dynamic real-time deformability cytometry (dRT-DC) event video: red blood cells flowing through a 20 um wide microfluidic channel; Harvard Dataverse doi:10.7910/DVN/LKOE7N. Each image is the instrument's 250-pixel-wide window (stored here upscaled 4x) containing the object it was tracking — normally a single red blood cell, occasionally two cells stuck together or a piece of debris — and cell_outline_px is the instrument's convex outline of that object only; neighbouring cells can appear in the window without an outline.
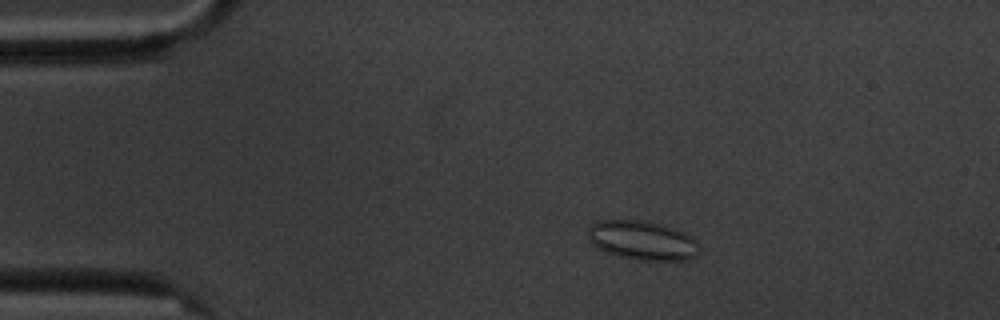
{"species": "common noctule bat (a hibernating species)", "species_latin": "Nyctalus noctula", "temperature_condition": "cold", "stored_images_in_passage": 5, "camera_frame_rate_fps": 3000, "um_per_image_px": 0.085, "animal": {"sex": "male", "body_mass_g": 20.1, "forearm_length_mm": 53.5}, "frame": {"image": 1, "passage_image": 2, "time_ms": 1.333, "image_size_px": [1000, 320], "cell_outline_px": [[700, 248], [696, 256], [688, 260], [636, 260], [604, 252], [596, 248], [588, 240], [588, 228], [596, 220], [640, 220], [660, 224], [684, 232], [692, 236], [700, 244]], "centroid_in_image_um": [54.59, 20.44], "position_along_channel_um": 30.4, "area_um2": 25.72}}
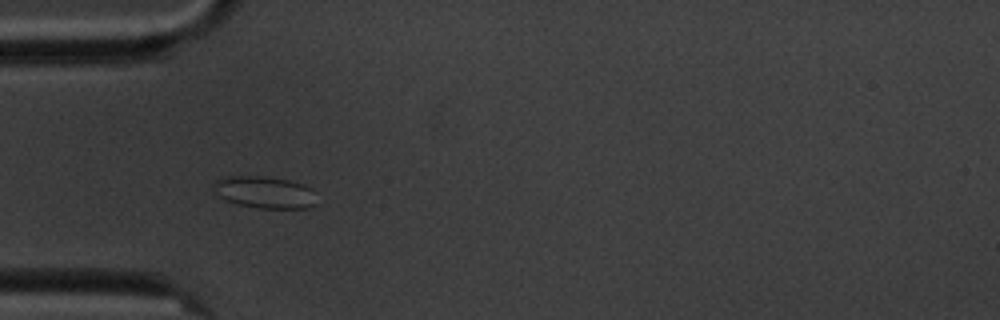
{"frame": {"image": 2, "passage_image": 4, "time_ms": 3.667, "image_size_px": [1000, 320], "cell_outline_px": [[316, 204], [308, 208], [260, 208], [240, 204], [228, 200], [220, 196], [216, 192], [212, 184], [220, 176], [260, 176], [288, 180], [312, 188], [316, 192]], "centroid_in_image_um": [22.52, 16.33], "position_along_channel_um": 62.5, "area_um2": 19.13}}
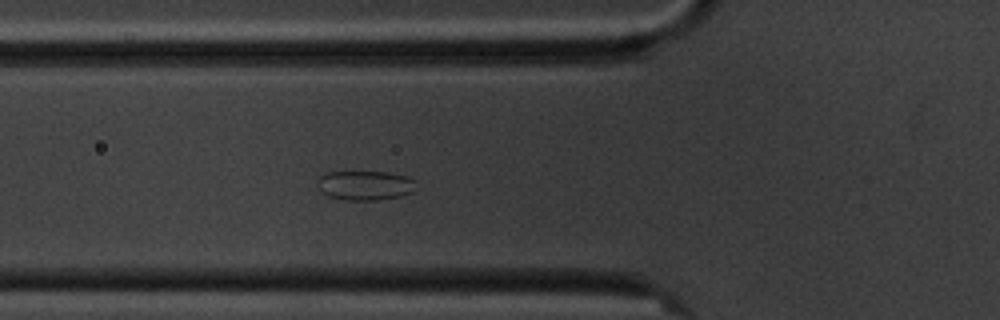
{"frame": {"image": 3, "passage_image": 5, "time_ms": 4.667, "image_size_px": [1000, 320], "cell_outline_px": [[420, 188], [412, 192], [400, 196], [376, 200], [344, 200], [328, 196], [320, 188], [320, 176], [324, 172], [388, 172], [408, 176], [416, 180]], "centroid_in_image_um": [31.15, 15.75], "position_along_channel_um": 94.7, "area_um2": 17.05}}